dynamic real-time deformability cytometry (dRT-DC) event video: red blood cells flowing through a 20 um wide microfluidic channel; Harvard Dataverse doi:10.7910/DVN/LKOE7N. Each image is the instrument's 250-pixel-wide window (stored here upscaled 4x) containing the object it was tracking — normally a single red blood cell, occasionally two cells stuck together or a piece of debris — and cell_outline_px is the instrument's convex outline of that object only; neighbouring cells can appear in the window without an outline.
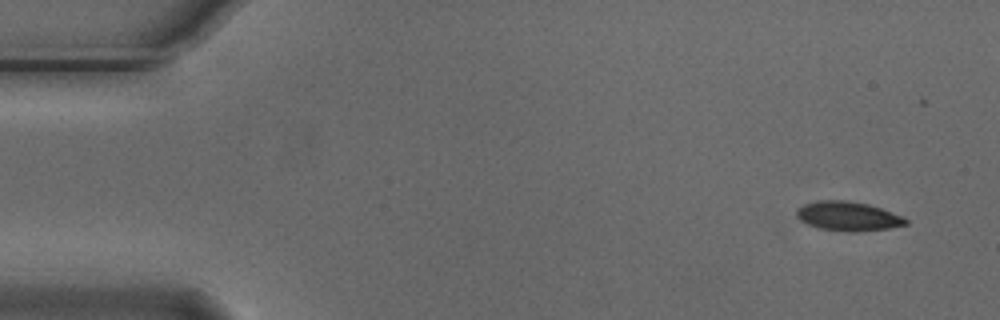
{"species": "Egyptian fruit bat (a non-hibernating species)", "species_latin": "Rousettus aegyptiacus", "temperature_condition": "cold", "stored_images_in_passage": 5, "camera_frame_rate_fps": 3000, "um_per_image_px": 0.085, "animal": {"sex": "male"}, "frame": {"image": 1, "passage_image": 1, "time_ms": 0.0, "image_size_px": [1000, 320], "cell_outline_px": [[908, 224], [888, 228], [860, 232], [848, 232], [820, 228], [808, 224], [800, 220], [796, 216], [796, 208], [804, 204], [816, 200], [848, 200], [868, 204], [904, 216], [908, 220]], "centroid_in_image_um": [72.08, 18.37], "position_along_channel_um": 12.9, "area_um2": 18.79}}
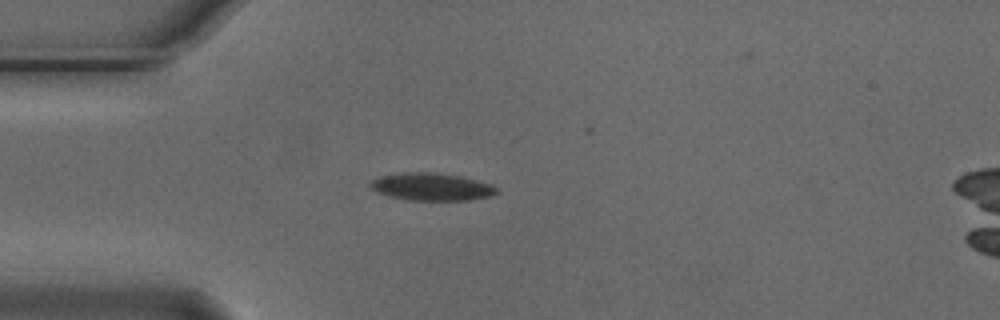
{"frame": {"image": 2, "passage_image": 4, "time_ms": 1.0, "image_size_px": [1000, 320], "cell_outline_px": [[500, 192], [488, 196], [468, 200], [408, 200], [388, 196], [376, 192], [368, 184], [372, 180], [380, 176], [404, 172], [432, 172], [460, 176], [492, 184]], "centroid_in_image_um": [36.66, 15.87], "position_along_channel_um": 48.3, "area_um2": 20.23}}